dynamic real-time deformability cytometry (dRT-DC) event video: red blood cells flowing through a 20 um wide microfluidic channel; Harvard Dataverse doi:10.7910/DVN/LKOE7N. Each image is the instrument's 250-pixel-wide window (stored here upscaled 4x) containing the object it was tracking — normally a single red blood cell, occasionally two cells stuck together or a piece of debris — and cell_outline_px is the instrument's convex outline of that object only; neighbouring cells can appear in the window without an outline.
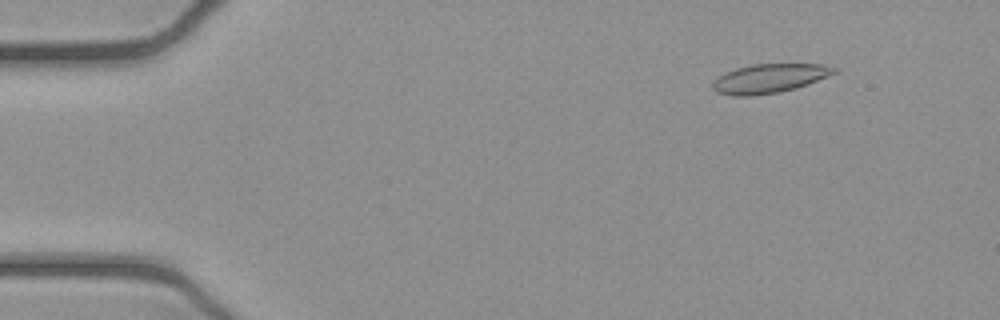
{"species": "common noctule bat (a hibernating species)", "species_latin": "Nyctalus noctula", "temperature_condition": "cold", "stored_images_in_passage": 13, "camera_frame_rate_fps": 3000, "um_per_image_px": 0.085, "animal": {"sex": "female", "body_mass_g": 21.9}, "frame": {"image": 1, "passage_image": 6, "time_ms": 1.667, "image_size_px": [1000, 320], "cell_outline_px": [[840, 68], [836, 72], [828, 76], [808, 84], [796, 88], [776, 92], [752, 96], [732, 96], [716, 92], [712, 88], [712, 80], [736, 68], [752, 64], [820, 64]], "centroid_in_image_um": [65.39, 6.67], "position_along_channel_um": 19.6, "area_um2": 20.52}}